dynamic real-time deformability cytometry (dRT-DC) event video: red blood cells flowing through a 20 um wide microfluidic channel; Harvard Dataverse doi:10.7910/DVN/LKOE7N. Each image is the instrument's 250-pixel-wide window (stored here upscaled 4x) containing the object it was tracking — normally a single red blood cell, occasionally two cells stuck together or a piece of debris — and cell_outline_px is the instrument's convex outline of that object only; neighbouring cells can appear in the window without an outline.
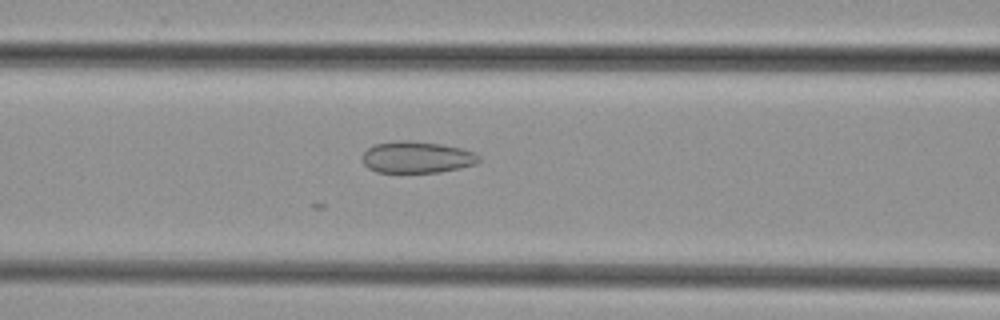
{"species": "common noctule bat (a hibernating species)", "species_latin": "Nyctalus noctula", "temperature_condition": "cold", "stored_images_in_passage": 27, "camera_frame_rate_fps": 3000, "um_per_image_px": 0.085, "animal": {"sex": "female", "body_mass_g": 29.2, "forearm_length_mm": 56.3}, "frame": {"image": 1, "passage_image": 8, "time_ms": 2.333, "image_size_px": [1000, 320], "cell_outline_px": [[480, 160], [476, 164], [460, 168], [440, 172], [376, 172], [368, 168], [364, 164], [360, 156], [372, 144], [400, 140], [408, 140], [440, 144], [460, 148], [472, 152], [480, 156]], "centroid_in_image_um": [35.39, 13.36], "position_along_channel_um": 131.2, "area_um2": 21.56}}
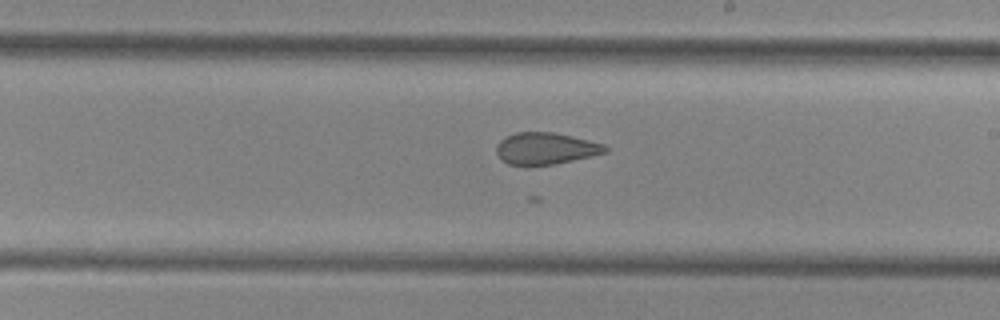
{"frame": {"image": 2, "passage_image": 16, "time_ms": 5.0, "image_size_px": [1000, 320], "cell_outline_px": [[608, 152], [592, 156], [552, 164], [528, 168], [508, 164], [496, 152], [496, 144], [504, 136], [516, 132], [552, 132], [572, 136], [604, 144], [608, 148]], "centroid_in_image_um": [46.34, 12.64], "position_along_channel_um": 242.7, "area_um2": 20.52}}
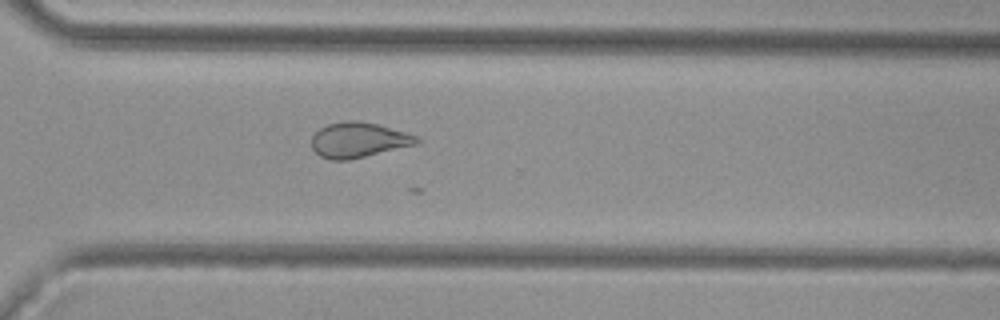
{"frame": {"image": 3, "passage_image": 23, "time_ms": 7.333, "image_size_px": [1000, 320], "cell_outline_px": [[420, 140], [416, 144], [348, 160], [332, 160], [320, 156], [312, 148], [312, 136], [320, 128], [328, 124], [344, 120], [360, 120], [376, 124], [420, 136]], "centroid_in_image_um": [30.46, 11.88], "position_along_channel_um": 340.1, "area_um2": 21.44}}